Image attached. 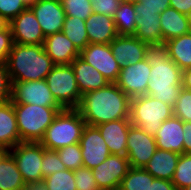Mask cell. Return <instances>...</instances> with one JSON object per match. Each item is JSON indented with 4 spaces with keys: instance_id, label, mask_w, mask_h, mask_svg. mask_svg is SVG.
Instances as JSON below:
<instances>
[{
    "instance_id": "6da1fadb",
    "label": "cell",
    "mask_w": 191,
    "mask_h": 190,
    "mask_svg": "<svg viewBox=\"0 0 191 190\" xmlns=\"http://www.w3.org/2000/svg\"><path fill=\"white\" fill-rule=\"evenodd\" d=\"M145 59L151 66L147 95L173 107L182 88V70L170 59L164 43L148 45Z\"/></svg>"
},
{
    "instance_id": "7a4b0ae2",
    "label": "cell",
    "mask_w": 191,
    "mask_h": 190,
    "mask_svg": "<svg viewBox=\"0 0 191 190\" xmlns=\"http://www.w3.org/2000/svg\"><path fill=\"white\" fill-rule=\"evenodd\" d=\"M131 98L115 83L86 92L77 110L87 125L98 126L119 119H129Z\"/></svg>"
},
{
    "instance_id": "3957f363",
    "label": "cell",
    "mask_w": 191,
    "mask_h": 190,
    "mask_svg": "<svg viewBox=\"0 0 191 190\" xmlns=\"http://www.w3.org/2000/svg\"><path fill=\"white\" fill-rule=\"evenodd\" d=\"M54 65L43 45L14 43L6 61L11 81L43 80Z\"/></svg>"
},
{
    "instance_id": "277c9868",
    "label": "cell",
    "mask_w": 191,
    "mask_h": 190,
    "mask_svg": "<svg viewBox=\"0 0 191 190\" xmlns=\"http://www.w3.org/2000/svg\"><path fill=\"white\" fill-rule=\"evenodd\" d=\"M85 125L77 109H63L47 127L40 143L48 150L79 143Z\"/></svg>"
},
{
    "instance_id": "5b68a950",
    "label": "cell",
    "mask_w": 191,
    "mask_h": 190,
    "mask_svg": "<svg viewBox=\"0 0 191 190\" xmlns=\"http://www.w3.org/2000/svg\"><path fill=\"white\" fill-rule=\"evenodd\" d=\"M21 142H40L47 127L62 107H43L36 104H13Z\"/></svg>"
},
{
    "instance_id": "8992f818",
    "label": "cell",
    "mask_w": 191,
    "mask_h": 190,
    "mask_svg": "<svg viewBox=\"0 0 191 190\" xmlns=\"http://www.w3.org/2000/svg\"><path fill=\"white\" fill-rule=\"evenodd\" d=\"M173 116V107L150 95L131 98L130 122L146 133L155 136L163 121Z\"/></svg>"
},
{
    "instance_id": "52a82bcc",
    "label": "cell",
    "mask_w": 191,
    "mask_h": 190,
    "mask_svg": "<svg viewBox=\"0 0 191 190\" xmlns=\"http://www.w3.org/2000/svg\"><path fill=\"white\" fill-rule=\"evenodd\" d=\"M45 80L53 97L63 109H77L82 95L71 64L54 65Z\"/></svg>"
},
{
    "instance_id": "ba28073f",
    "label": "cell",
    "mask_w": 191,
    "mask_h": 190,
    "mask_svg": "<svg viewBox=\"0 0 191 190\" xmlns=\"http://www.w3.org/2000/svg\"><path fill=\"white\" fill-rule=\"evenodd\" d=\"M9 152L14 157L26 184L44 179L41 172L43 145L40 142H21Z\"/></svg>"
},
{
    "instance_id": "9c48e42d",
    "label": "cell",
    "mask_w": 191,
    "mask_h": 190,
    "mask_svg": "<svg viewBox=\"0 0 191 190\" xmlns=\"http://www.w3.org/2000/svg\"><path fill=\"white\" fill-rule=\"evenodd\" d=\"M13 104H36L43 107H61L49 90L46 80L11 81Z\"/></svg>"
},
{
    "instance_id": "30bf717a",
    "label": "cell",
    "mask_w": 191,
    "mask_h": 190,
    "mask_svg": "<svg viewBox=\"0 0 191 190\" xmlns=\"http://www.w3.org/2000/svg\"><path fill=\"white\" fill-rule=\"evenodd\" d=\"M129 169L127 156L110 154L92 173L100 190H118Z\"/></svg>"
},
{
    "instance_id": "8fae6325",
    "label": "cell",
    "mask_w": 191,
    "mask_h": 190,
    "mask_svg": "<svg viewBox=\"0 0 191 190\" xmlns=\"http://www.w3.org/2000/svg\"><path fill=\"white\" fill-rule=\"evenodd\" d=\"M126 142L130 167L144 168L157 149L154 136L133 125L129 127Z\"/></svg>"
},
{
    "instance_id": "7c38bea8",
    "label": "cell",
    "mask_w": 191,
    "mask_h": 190,
    "mask_svg": "<svg viewBox=\"0 0 191 190\" xmlns=\"http://www.w3.org/2000/svg\"><path fill=\"white\" fill-rule=\"evenodd\" d=\"M151 66L146 59L121 67L115 84L130 98L146 95Z\"/></svg>"
},
{
    "instance_id": "4fadbf2b",
    "label": "cell",
    "mask_w": 191,
    "mask_h": 190,
    "mask_svg": "<svg viewBox=\"0 0 191 190\" xmlns=\"http://www.w3.org/2000/svg\"><path fill=\"white\" fill-rule=\"evenodd\" d=\"M80 57L97 69L109 83L117 81L121 66L115 60L110 44L89 43L80 52Z\"/></svg>"
},
{
    "instance_id": "5bb4252c",
    "label": "cell",
    "mask_w": 191,
    "mask_h": 190,
    "mask_svg": "<svg viewBox=\"0 0 191 190\" xmlns=\"http://www.w3.org/2000/svg\"><path fill=\"white\" fill-rule=\"evenodd\" d=\"M13 42L21 45H43L45 36L30 7L10 21Z\"/></svg>"
},
{
    "instance_id": "9a60e30c",
    "label": "cell",
    "mask_w": 191,
    "mask_h": 190,
    "mask_svg": "<svg viewBox=\"0 0 191 190\" xmlns=\"http://www.w3.org/2000/svg\"><path fill=\"white\" fill-rule=\"evenodd\" d=\"M79 143L85 168L93 169L111 154L96 126L86 124Z\"/></svg>"
},
{
    "instance_id": "2e32d148",
    "label": "cell",
    "mask_w": 191,
    "mask_h": 190,
    "mask_svg": "<svg viewBox=\"0 0 191 190\" xmlns=\"http://www.w3.org/2000/svg\"><path fill=\"white\" fill-rule=\"evenodd\" d=\"M29 7L45 37L63 30L66 14L60 0H37Z\"/></svg>"
},
{
    "instance_id": "e0dca14e",
    "label": "cell",
    "mask_w": 191,
    "mask_h": 190,
    "mask_svg": "<svg viewBox=\"0 0 191 190\" xmlns=\"http://www.w3.org/2000/svg\"><path fill=\"white\" fill-rule=\"evenodd\" d=\"M148 45L133 35H118L110 42L112 54L121 67L144 60Z\"/></svg>"
},
{
    "instance_id": "ac0fdd59",
    "label": "cell",
    "mask_w": 191,
    "mask_h": 190,
    "mask_svg": "<svg viewBox=\"0 0 191 190\" xmlns=\"http://www.w3.org/2000/svg\"><path fill=\"white\" fill-rule=\"evenodd\" d=\"M130 119H119L96 126L111 154L127 156V138Z\"/></svg>"
},
{
    "instance_id": "d6986e66",
    "label": "cell",
    "mask_w": 191,
    "mask_h": 190,
    "mask_svg": "<svg viewBox=\"0 0 191 190\" xmlns=\"http://www.w3.org/2000/svg\"><path fill=\"white\" fill-rule=\"evenodd\" d=\"M183 137V121L175 116L163 121L154 136L158 149L172 151L180 155L184 153Z\"/></svg>"
},
{
    "instance_id": "ffe728a7",
    "label": "cell",
    "mask_w": 191,
    "mask_h": 190,
    "mask_svg": "<svg viewBox=\"0 0 191 190\" xmlns=\"http://www.w3.org/2000/svg\"><path fill=\"white\" fill-rule=\"evenodd\" d=\"M43 47L55 65L71 64L76 57L80 56V52L62 31L46 36Z\"/></svg>"
},
{
    "instance_id": "44dd1931",
    "label": "cell",
    "mask_w": 191,
    "mask_h": 190,
    "mask_svg": "<svg viewBox=\"0 0 191 190\" xmlns=\"http://www.w3.org/2000/svg\"><path fill=\"white\" fill-rule=\"evenodd\" d=\"M81 95L106 87L109 81L80 56L71 63Z\"/></svg>"
},
{
    "instance_id": "7402d4cb",
    "label": "cell",
    "mask_w": 191,
    "mask_h": 190,
    "mask_svg": "<svg viewBox=\"0 0 191 190\" xmlns=\"http://www.w3.org/2000/svg\"><path fill=\"white\" fill-rule=\"evenodd\" d=\"M88 41L92 44H110L118 36L113 17L92 13L85 20Z\"/></svg>"
},
{
    "instance_id": "603a6c76",
    "label": "cell",
    "mask_w": 191,
    "mask_h": 190,
    "mask_svg": "<svg viewBox=\"0 0 191 190\" xmlns=\"http://www.w3.org/2000/svg\"><path fill=\"white\" fill-rule=\"evenodd\" d=\"M21 143L17 118L11 101L0 105V146L10 150Z\"/></svg>"
},
{
    "instance_id": "cb8c5ba5",
    "label": "cell",
    "mask_w": 191,
    "mask_h": 190,
    "mask_svg": "<svg viewBox=\"0 0 191 190\" xmlns=\"http://www.w3.org/2000/svg\"><path fill=\"white\" fill-rule=\"evenodd\" d=\"M180 154L156 149L155 153L144 167L154 178L172 180Z\"/></svg>"
},
{
    "instance_id": "d4e9b609",
    "label": "cell",
    "mask_w": 191,
    "mask_h": 190,
    "mask_svg": "<svg viewBox=\"0 0 191 190\" xmlns=\"http://www.w3.org/2000/svg\"><path fill=\"white\" fill-rule=\"evenodd\" d=\"M135 21L136 31L133 36L149 45L163 43L159 13H137Z\"/></svg>"
},
{
    "instance_id": "484cf974",
    "label": "cell",
    "mask_w": 191,
    "mask_h": 190,
    "mask_svg": "<svg viewBox=\"0 0 191 190\" xmlns=\"http://www.w3.org/2000/svg\"><path fill=\"white\" fill-rule=\"evenodd\" d=\"M160 26L163 43L191 32L187 16L171 7L160 14Z\"/></svg>"
},
{
    "instance_id": "4316f807",
    "label": "cell",
    "mask_w": 191,
    "mask_h": 190,
    "mask_svg": "<svg viewBox=\"0 0 191 190\" xmlns=\"http://www.w3.org/2000/svg\"><path fill=\"white\" fill-rule=\"evenodd\" d=\"M26 183L8 151L0 160V190H25Z\"/></svg>"
},
{
    "instance_id": "83f0119b",
    "label": "cell",
    "mask_w": 191,
    "mask_h": 190,
    "mask_svg": "<svg viewBox=\"0 0 191 190\" xmlns=\"http://www.w3.org/2000/svg\"><path fill=\"white\" fill-rule=\"evenodd\" d=\"M168 55L183 71L191 68V32L164 42Z\"/></svg>"
},
{
    "instance_id": "f1b7e54d",
    "label": "cell",
    "mask_w": 191,
    "mask_h": 190,
    "mask_svg": "<svg viewBox=\"0 0 191 190\" xmlns=\"http://www.w3.org/2000/svg\"><path fill=\"white\" fill-rule=\"evenodd\" d=\"M62 32L72 41L79 52L89 44L85 20L78 17L66 16Z\"/></svg>"
},
{
    "instance_id": "f546056e",
    "label": "cell",
    "mask_w": 191,
    "mask_h": 190,
    "mask_svg": "<svg viewBox=\"0 0 191 190\" xmlns=\"http://www.w3.org/2000/svg\"><path fill=\"white\" fill-rule=\"evenodd\" d=\"M137 13L133 4L121 3L113 17L118 35H134Z\"/></svg>"
},
{
    "instance_id": "4dcf8cb0",
    "label": "cell",
    "mask_w": 191,
    "mask_h": 190,
    "mask_svg": "<svg viewBox=\"0 0 191 190\" xmlns=\"http://www.w3.org/2000/svg\"><path fill=\"white\" fill-rule=\"evenodd\" d=\"M154 177L144 168L130 167L118 190H149Z\"/></svg>"
},
{
    "instance_id": "1f68e13d",
    "label": "cell",
    "mask_w": 191,
    "mask_h": 190,
    "mask_svg": "<svg viewBox=\"0 0 191 190\" xmlns=\"http://www.w3.org/2000/svg\"><path fill=\"white\" fill-rule=\"evenodd\" d=\"M171 182L177 190H183L191 185V154L180 155Z\"/></svg>"
},
{
    "instance_id": "d6a6232c",
    "label": "cell",
    "mask_w": 191,
    "mask_h": 190,
    "mask_svg": "<svg viewBox=\"0 0 191 190\" xmlns=\"http://www.w3.org/2000/svg\"><path fill=\"white\" fill-rule=\"evenodd\" d=\"M48 190H76L74 171H57L43 179Z\"/></svg>"
},
{
    "instance_id": "836d02e7",
    "label": "cell",
    "mask_w": 191,
    "mask_h": 190,
    "mask_svg": "<svg viewBox=\"0 0 191 190\" xmlns=\"http://www.w3.org/2000/svg\"><path fill=\"white\" fill-rule=\"evenodd\" d=\"M66 169L75 171L83 167L80 143L71 144L56 150Z\"/></svg>"
},
{
    "instance_id": "e575fe53",
    "label": "cell",
    "mask_w": 191,
    "mask_h": 190,
    "mask_svg": "<svg viewBox=\"0 0 191 190\" xmlns=\"http://www.w3.org/2000/svg\"><path fill=\"white\" fill-rule=\"evenodd\" d=\"M66 16L78 17L86 20L92 13L90 0H60Z\"/></svg>"
},
{
    "instance_id": "d590c367",
    "label": "cell",
    "mask_w": 191,
    "mask_h": 190,
    "mask_svg": "<svg viewBox=\"0 0 191 190\" xmlns=\"http://www.w3.org/2000/svg\"><path fill=\"white\" fill-rule=\"evenodd\" d=\"M65 165L61 162L56 150H48L43 146V160L41 172L43 178L52 175L57 171L65 170Z\"/></svg>"
},
{
    "instance_id": "8d00e7d4",
    "label": "cell",
    "mask_w": 191,
    "mask_h": 190,
    "mask_svg": "<svg viewBox=\"0 0 191 190\" xmlns=\"http://www.w3.org/2000/svg\"><path fill=\"white\" fill-rule=\"evenodd\" d=\"M173 116L183 122H191V91L181 88L177 102L173 106Z\"/></svg>"
},
{
    "instance_id": "74e56055",
    "label": "cell",
    "mask_w": 191,
    "mask_h": 190,
    "mask_svg": "<svg viewBox=\"0 0 191 190\" xmlns=\"http://www.w3.org/2000/svg\"><path fill=\"white\" fill-rule=\"evenodd\" d=\"M76 190H100L95 181L92 169L81 167L74 171Z\"/></svg>"
},
{
    "instance_id": "f35d334b",
    "label": "cell",
    "mask_w": 191,
    "mask_h": 190,
    "mask_svg": "<svg viewBox=\"0 0 191 190\" xmlns=\"http://www.w3.org/2000/svg\"><path fill=\"white\" fill-rule=\"evenodd\" d=\"M136 13H159L170 7V0H140L133 4Z\"/></svg>"
},
{
    "instance_id": "ab89813d",
    "label": "cell",
    "mask_w": 191,
    "mask_h": 190,
    "mask_svg": "<svg viewBox=\"0 0 191 190\" xmlns=\"http://www.w3.org/2000/svg\"><path fill=\"white\" fill-rule=\"evenodd\" d=\"M28 7L24 0H0V15L11 21Z\"/></svg>"
},
{
    "instance_id": "60d3db41",
    "label": "cell",
    "mask_w": 191,
    "mask_h": 190,
    "mask_svg": "<svg viewBox=\"0 0 191 190\" xmlns=\"http://www.w3.org/2000/svg\"><path fill=\"white\" fill-rule=\"evenodd\" d=\"M12 82L6 63H0V105L11 100Z\"/></svg>"
},
{
    "instance_id": "b9f144b4",
    "label": "cell",
    "mask_w": 191,
    "mask_h": 190,
    "mask_svg": "<svg viewBox=\"0 0 191 190\" xmlns=\"http://www.w3.org/2000/svg\"><path fill=\"white\" fill-rule=\"evenodd\" d=\"M92 3V11L94 13L103 14L108 17H114L121 2L120 0H90Z\"/></svg>"
},
{
    "instance_id": "7bdbcfd3",
    "label": "cell",
    "mask_w": 191,
    "mask_h": 190,
    "mask_svg": "<svg viewBox=\"0 0 191 190\" xmlns=\"http://www.w3.org/2000/svg\"><path fill=\"white\" fill-rule=\"evenodd\" d=\"M13 44L14 42L10 27L0 31V63H6Z\"/></svg>"
},
{
    "instance_id": "ee69618b",
    "label": "cell",
    "mask_w": 191,
    "mask_h": 190,
    "mask_svg": "<svg viewBox=\"0 0 191 190\" xmlns=\"http://www.w3.org/2000/svg\"><path fill=\"white\" fill-rule=\"evenodd\" d=\"M149 190H177L170 180L154 178Z\"/></svg>"
},
{
    "instance_id": "f6af8a7d",
    "label": "cell",
    "mask_w": 191,
    "mask_h": 190,
    "mask_svg": "<svg viewBox=\"0 0 191 190\" xmlns=\"http://www.w3.org/2000/svg\"><path fill=\"white\" fill-rule=\"evenodd\" d=\"M170 7L186 15L191 9V0H170Z\"/></svg>"
},
{
    "instance_id": "bcb514c9",
    "label": "cell",
    "mask_w": 191,
    "mask_h": 190,
    "mask_svg": "<svg viewBox=\"0 0 191 190\" xmlns=\"http://www.w3.org/2000/svg\"><path fill=\"white\" fill-rule=\"evenodd\" d=\"M183 145H184V153L191 154V122H183Z\"/></svg>"
},
{
    "instance_id": "7dc6e473",
    "label": "cell",
    "mask_w": 191,
    "mask_h": 190,
    "mask_svg": "<svg viewBox=\"0 0 191 190\" xmlns=\"http://www.w3.org/2000/svg\"><path fill=\"white\" fill-rule=\"evenodd\" d=\"M182 87L191 91V68L182 71Z\"/></svg>"
},
{
    "instance_id": "c3c4849f",
    "label": "cell",
    "mask_w": 191,
    "mask_h": 190,
    "mask_svg": "<svg viewBox=\"0 0 191 190\" xmlns=\"http://www.w3.org/2000/svg\"><path fill=\"white\" fill-rule=\"evenodd\" d=\"M25 190H48V188L45 182L42 180L39 182H30L26 184Z\"/></svg>"
},
{
    "instance_id": "681fc988",
    "label": "cell",
    "mask_w": 191,
    "mask_h": 190,
    "mask_svg": "<svg viewBox=\"0 0 191 190\" xmlns=\"http://www.w3.org/2000/svg\"><path fill=\"white\" fill-rule=\"evenodd\" d=\"M9 24L10 21H8L5 17L0 15V31L8 29Z\"/></svg>"
},
{
    "instance_id": "f907efd6",
    "label": "cell",
    "mask_w": 191,
    "mask_h": 190,
    "mask_svg": "<svg viewBox=\"0 0 191 190\" xmlns=\"http://www.w3.org/2000/svg\"><path fill=\"white\" fill-rule=\"evenodd\" d=\"M9 150H7L6 148H3L0 146V160L2 159V157L8 152Z\"/></svg>"
},
{
    "instance_id": "816d5d0a",
    "label": "cell",
    "mask_w": 191,
    "mask_h": 190,
    "mask_svg": "<svg viewBox=\"0 0 191 190\" xmlns=\"http://www.w3.org/2000/svg\"><path fill=\"white\" fill-rule=\"evenodd\" d=\"M140 0H120L121 3H129V4H136Z\"/></svg>"
},
{
    "instance_id": "f5cc1de1",
    "label": "cell",
    "mask_w": 191,
    "mask_h": 190,
    "mask_svg": "<svg viewBox=\"0 0 191 190\" xmlns=\"http://www.w3.org/2000/svg\"><path fill=\"white\" fill-rule=\"evenodd\" d=\"M186 16H187V21H188V23H189V27H190V30H191V9H190V11L186 14Z\"/></svg>"
},
{
    "instance_id": "db71d44e",
    "label": "cell",
    "mask_w": 191,
    "mask_h": 190,
    "mask_svg": "<svg viewBox=\"0 0 191 190\" xmlns=\"http://www.w3.org/2000/svg\"><path fill=\"white\" fill-rule=\"evenodd\" d=\"M28 6L35 3L37 0H24Z\"/></svg>"
},
{
    "instance_id": "11a10c76",
    "label": "cell",
    "mask_w": 191,
    "mask_h": 190,
    "mask_svg": "<svg viewBox=\"0 0 191 190\" xmlns=\"http://www.w3.org/2000/svg\"><path fill=\"white\" fill-rule=\"evenodd\" d=\"M183 190H191V185H189L188 187L184 188Z\"/></svg>"
}]
</instances>
